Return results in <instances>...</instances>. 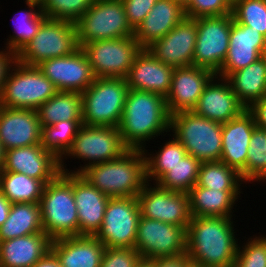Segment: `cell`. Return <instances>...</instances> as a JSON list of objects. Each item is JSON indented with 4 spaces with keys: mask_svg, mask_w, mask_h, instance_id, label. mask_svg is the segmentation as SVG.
I'll use <instances>...</instances> for the list:
<instances>
[{
    "mask_svg": "<svg viewBox=\"0 0 266 267\" xmlns=\"http://www.w3.org/2000/svg\"><path fill=\"white\" fill-rule=\"evenodd\" d=\"M232 217H192L186 229V254L204 267H231L238 252Z\"/></svg>",
    "mask_w": 266,
    "mask_h": 267,
    "instance_id": "6da1fadb",
    "label": "cell"
},
{
    "mask_svg": "<svg viewBox=\"0 0 266 267\" xmlns=\"http://www.w3.org/2000/svg\"><path fill=\"white\" fill-rule=\"evenodd\" d=\"M118 128L129 149H145L146 141L170 132V114L165 97L129 89Z\"/></svg>",
    "mask_w": 266,
    "mask_h": 267,
    "instance_id": "7a4b0ae2",
    "label": "cell"
},
{
    "mask_svg": "<svg viewBox=\"0 0 266 267\" xmlns=\"http://www.w3.org/2000/svg\"><path fill=\"white\" fill-rule=\"evenodd\" d=\"M110 198L135 197L147 183L142 149H129L121 157L87 166L81 173Z\"/></svg>",
    "mask_w": 266,
    "mask_h": 267,
    "instance_id": "3957f363",
    "label": "cell"
},
{
    "mask_svg": "<svg viewBox=\"0 0 266 267\" xmlns=\"http://www.w3.org/2000/svg\"><path fill=\"white\" fill-rule=\"evenodd\" d=\"M39 204L43 229L51 240L79 236L73 173H60L45 184Z\"/></svg>",
    "mask_w": 266,
    "mask_h": 267,
    "instance_id": "277c9868",
    "label": "cell"
},
{
    "mask_svg": "<svg viewBox=\"0 0 266 267\" xmlns=\"http://www.w3.org/2000/svg\"><path fill=\"white\" fill-rule=\"evenodd\" d=\"M170 131L200 163L220 161L222 153V124L193 111L170 115Z\"/></svg>",
    "mask_w": 266,
    "mask_h": 267,
    "instance_id": "5b68a950",
    "label": "cell"
},
{
    "mask_svg": "<svg viewBox=\"0 0 266 267\" xmlns=\"http://www.w3.org/2000/svg\"><path fill=\"white\" fill-rule=\"evenodd\" d=\"M56 93L53 83L37 66L15 60L0 93V106L36 110Z\"/></svg>",
    "mask_w": 266,
    "mask_h": 267,
    "instance_id": "8992f818",
    "label": "cell"
},
{
    "mask_svg": "<svg viewBox=\"0 0 266 267\" xmlns=\"http://www.w3.org/2000/svg\"><path fill=\"white\" fill-rule=\"evenodd\" d=\"M128 90L126 79L96 78L81 93L83 125L118 127Z\"/></svg>",
    "mask_w": 266,
    "mask_h": 267,
    "instance_id": "52a82bcc",
    "label": "cell"
},
{
    "mask_svg": "<svg viewBox=\"0 0 266 267\" xmlns=\"http://www.w3.org/2000/svg\"><path fill=\"white\" fill-rule=\"evenodd\" d=\"M75 25L78 45L134 36L121 0H94Z\"/></svg>",
    "mask_w": 266,
    "mask_h": 267,
    "instance_id": "ba28073f",
    "label": "cell"
},
{
    "mask_svg": "<svg viewBox=\"0 0 266 267\" xmlns=\"http://www.w3.org/2000/svg\"><path fill=\"white\" fill-rule=\"evenodd\" d=\"M78 48L75 23L47 18L15 57L24 65L37 66L47 59L68 56Z\"/></svg>",
    "mask_w": 266,
    "mask_h": 267,
    "instance_id": "9c48e42d",
    "label": "cell"
},
{
    "mask_svg": "<svg viewBox=\"0 0 266 267\" xmlns=\"http://www.w3.org/2000/svg\"><path fill=\"white\" fill-rule=\"evenodd\" d=\"M96 78L126 79L136 56L143 49L134 36L97 40L79 45Z\"/></svg>",
    "mask_w": 266,
    "mask_h": 267,
    "instance_id": "30bf717a",
    "label": "cell"
},
{
    "mask_svg": "<svg viewBox=\"0 0 266 267\" xmlns=\"http://www.w3.org/2000/svg\"><path fill=\"white\" fill-rule=\"evenodd\" d=\"M128 150L118 127L82 125L64 157L88 161V164L80 166L79 169L68 171L81 173L87 166L117 159Z\"/></svg>",
    "mask_w": 266,
    "mask_h": 267,
    "instance_id": "8fae6325",
    "label": "cell"
},
{
    "mask_svg": "<svg viewBox=\"0 0 266 267\" xmlns=\"http://www.w3.org/2000/svg\"><path fill=\"white\" fill-rule=\"evenodd\" d=\"M140 216L137 196L110 198L95 237L105 248H134Z\"/></svg>",
    "mask_w": 266,
    "mask_h": 267,
    "instance_id": "7c38bea8",
    "label": "cell"
},
{
    "mask_svg": "<svg viewBox=\"0 0 266 267\" xmlns=\"http://www.w3.org/2000/svg\"><path fill=\"white\" fill-rule=\"evenodd\" d=\"M197 38L194 50V66L220 71L227 57L232 14L195 18Z\"/></svg>",
    "mask_w": 266,
    "mask_h": 267,
    "instance_id": "4fadbf2b",
    "label": "cell"
},
{
    "mask_svg": "<svg viewBox=\"0 0 266 267\" xmlns=\"http://www.w3.org/2000/svg\"><path fill=\"white\" fill-rule=\"evenodd\" d=\"M134 248L141 258L177 256L186 253V230L182 226L140 216Z\"/></svg>",
    "mask_w": 266,
    "mask_h": 267,
    "instance_id": "5bb4252c",
    "label": "cell"
},
{
    "mask_svg": "<svg viewBox=\"0 0 266 267\" xmlns=\"http://www.w3.org/2000/svg\"><path fill=\"white\" fill-rule=\"evenodd\" d=\"M147 182L137 200L140 215L153 220L182 226L185 230L191 221L188 193L170 191L157 183Z\"/></svg>",
    "mask_w": 266,
    "mask_h": 267,
    "instance_id": "9a60e30c",
    "label": "cell"
},
{
    "mask_svg": "<svg viewBox=\"0 0 266 267\" xmlns=\"http://www.w3.org/2000/svg\"><path fill=\"white\" fill-rule=\"evenodd\" d=\"M37 67L53 83L57 91L82 93L96 79L80 47L68 56L44 60Z\"/></svg>",
    "mask_w": 266,
    "mask_h": 267,
    "instance_id": "2e32d148",
    "label": "cell"
},
{
    "mask_svg": "<svg viewBox=\"0 0 266 267\" xmlns=\"http://www.w3.org/2000/svg\"><path fill=\"white\" fill-rule=\"evenodd\" d=\"M196 38V20L185 17L167 35L146 49L162 63L174 68L194 66Z\"/></svg>",
    "mask_w": 266,
    "mask_h": 267,
    "instance_id": "e0dca14e",
    "label": "cell"
},
{
    "mask_svg": "<svg viewBox=\"0 0 266 267\" xmlns=\"http://www.w3.org/2000/svg\"><path fill=\"white\" fill-rule=\"evenodd\" d=\"M3 170L25 174L44 184L61 173L60 160L41 144L6 150Z\"/></svg>",
    "mask_w": 266,
    "mask_h": 267,
    "instance_id": "ac0fdd59",
    "label": "cell"
},
{
    "mask_svg": "<svg viewBox=\"0 0 266 267\" xmlns=\"http://www.w3.org/2000/svg\"><path fill=\"white\" fill-rule=\"evenodd\" d=\"M265 55L266 37L248 26L237 23L232 15L227 57L216 75L227 78L231 73L247 67Z\"/></svg>",
    "mask_w": 266,
    "mask_h": 267,
    "instance_id": "d6986e66",
    "label": "cell"
},
{
    "mask_svg": "<svg viewBox=\"0 0 266 267\" xmlns=\"http://www.w3.org/2000/svg\"><path fill=\"white\" fill-rule=\"evenodd\" d=\"M214 75L211 70L197 66L175 68L171 88L165 98L169 114L193 111Z\"/></svg>",
    "mask_w": 266,
    "mask_h": 267,
    "instance_id": "ffe728a7",
    "label": "cell"
},
{
    "mask_svg": "<svg viewBox=\"0 0 266 267\" xmlns=\"http://www.w3.org/2000/svg\"><path fill=\"white\" fill-rule=\"evenodd\" d=\"M36 110L0 106V143L4 151L41 144Z\"/></svg>",
    "mask_w": 266,
    "mask_h": 267,
    "instance_id": "44dd1931",
    "label": "cell"
},
{
    "mask_svg": "<svg viewBox=\"0 0 266 267\" xmlns=\"http://www.w3.org/2000/svg\"><path fill=\"white\" fill-rule=\"evenodd\" d=\"M246 109L233 92L228 80L214 75L205 86L193 112L224 124L238 117Z\"/></svg>",
    "mask_w": 266,
    "mask_h": 267,
    "instance_id": "7402d4cb",
    "label": "cell"
},
{
    "mask_svg": "<svg viewBox=\"0 0 266 267\" xmlns=\"http://www.w3.org/2000/svg\"><path fill=\"white\" fill-rule=\"evenodd\" d=\"M253 115L246 109L238 117L222 124V153L220 161L237 170L246 182V158L253 130Z\"/></svg>",
    "mask_w": 266,
    "mask_h": 267,
    "instance_id": "603a6c76",
    "label": "cell"
},
{
    "mask_svg": "<svg viewBox=\"0 0 266 267\" xmlns=\"http://www.w3.org/2000/svg\"><path fill=\"white\" fill-rule=\"evenodd\" d=\"M73 195L77 207L79 236H95L102 226L110 197L80 173H73Z\"/></svg>",
    "mask_w": 266,
    "mask_h": 267,
    "instance_id": "cb8c5ba5",
    "label": "cell"
},
{
    "mask_svg": "<svg viewBox=\"0 0 266 267\" xmlns=\"http://www.w3.org/2000/svg\"><path fill=\"white\" fill-rule=\"evenodd\" d=\"M174 69L155 58L147 49H142L126 77L128 88L157 93L166 98Z\"/></svg>",
    "mask_w": 266,
    "mask_h": 267,
    "instance_id": "d4e9b609",
    "label": "cell"
},
{
    "mask_svg": "<svg viewBox=\"0 0 266 267\" xmlns=\"http://www.w3.org/2000/svg\"><path fill=\"white\" fill-rule=\"evenodd\" d=\"M185 17L183 0H157L135 29L134 37L140 46L146 49L167 35Z\"/></svg>",
    "mask_w": 266,
    "mask_h": 267,
    "instance_id": "484cf974",
    "label": "cell"
},
{
    "mask_svg": "<svg viewBox=\"0 0 266 267\" xmlns=\"http://www.w3.org/2000/svg\"><path fill=\"white\" fill-rule=\"evenodd\" d=\"M50 250L61 267H100L105 246L95 236H72L52 240Z\"/></svg>",
    "mask_w": 266,
    "mask_h": 267,
    "instance_id": "4316f807",
    "label": "cell"
},
{
    "mask_svg": "<svg viewBox=\"0 0 266 267\" xmlns=\"http://www.w3.org/2000/svg\"><path fill=\"white\" fill-rule=\"evenodd\" d=\"M45 232L0 241V267H32L49 250Z\"/></svg>",
    "mask_w": 266,
    "mask_h": 267,
    "instance_id": "83f0119b",
    "label": "cell"
},
{
    "mask_svg": "<svg viewBox=\"0 0 266 267\" xmlns=\"http://www.w3.org/2000/svg\"><path fill=\"white\" fill-rule=\"evenodd\" d=\"M240 193L241 190H215L194 185L188 192L191 216L232 217Z\"/></svg>",
    "mask_w": 266,
    "mask_h": 267,
    "instance_id": "f1b7e54d",
    "label": "cell"
},
{
    "mask_svg": "<svg viewBox=\"0 0 266 267\" xmlns=\"http://www.w3.org/2000/svg\"><path fill=\"white\" fill-rule=\"evenodd\" d=\"M238 100L248 108L266 96V55L227 78Z\"/></svg>",
    "mask_w": 266,
    "mask_h": 267,
    "instance_id": "f546056e",
    "label": "cell"
},
{
    "mask_svg": "<svg viewBox=\"0 0 266 267\" xmlns=\"http://www.w3.org/2000/svg\"><path fill=\"white\" fill-rule=\"evenodd\" d=\"M44 232L39 203H14L0 226V241Z\"/></svg>",
    "mask_w": 266,
    "mask_h": 267,
    "instance_id": "4dcf8cb0",
    "label": "cell"
},
{
    "mask_svg": "<svg viewBox=\"0 0 266 267\" xmlns=\"http://www.w3.org/2000/svg\"><path fill=\"white\" fill-rule=\"evenodd\" d=\"M36 112L41 128L60 121L83 120L82 95L75 91H57Z\"/></svg>",
    "mask_w": 266,
    "mask_h": 267,
    "instance_id": "1f68e13d",
    "label": "cell"
},
{
    "mask_svg": "<svg viewBox=\"0 0 266 267\" xmlns=\"http://www.w3.org/2000/svg\"><path fill=\"white\" fill-rule=\"evenodd\" d=\"M25 2L28 6L27 9H29L21 10L20 13L16 14L18 19L15 16L13 35H10L6 41L5 49L15 56L32 40L38 33L41 24L47 19V16L42 12L40 0H25Z\"/></svg>",
    "mask_w": 266,
    "mask_h": 267,
    "instance_id": "d6a6232c",
    "label": "cell"
},
{
    "mask_svg": "<svg viewBox=\"0 0 266 267\" xmlns=\"http://www.w3.org/2000/svg\"><path fill=\"white\" fill-rule=\"evenodd\" d=\"M82 125L83 120H66L42 127L41 145L60 160L61 173L69 171L64 166V155L72 147L74 138Z\"/></svg>",
    "mask_w": 266,
    "mask_h": 267,
    "instance_id": "836d02e7",
    "label": "cell"
},
{
    "mask_svg": "<svg viewBox=\"0 0 266 267\" xmlns=\"http://www.w3.org/2000/svg\"><path fill=\"white\" fill-rule=\"evenodd\" d=\"M45 184L17 172L0 171V191L14 203H40Z\"/></svg>",
    "mask_w": 266,
    "mask_h": 267,
    "instance_id": "e575fe53",
    "label": "cell"
},
{
    "mask_svg": "<svg viewBox=\"0 0 266 267\" xmlns=\"http://www.w3.org/2000/svg\"><path fill=\"white\" fill-rule=\"evenodd\" d=\"M146 159L147 182L157 183L175 164L182 160L188 153L183 145L173 136L165 142L160 151L149 154L143 149ZM148 152V154H147Z\"/></svg>",
    "mask_w": 266,
    "mask_h": 267,
    "instance_id": "d590c367",
    "label": "cell"
},
{
    "mask_svg": "<svg viewBox=\"0 0 266 267\" xmlns=\"http://www.w3.org/2000/svg\"><path fill=\"white\" fill-rule=\"evenodd\" d=\"M240 173L221 161L200 164L196 185L215 190H240Z\"/></svg>",
    "mask_w": 266,
    "mask_h": 267,
    "instance_id": "8d00e7d4",
    "label": "cell"
},
{
    "mask_svg": "<svg viewBox=\"0 0 266 267\" xmlns=\"http://www.w3.org/2000/svg\"><path fill=\"white\" fill-rule=\"evenodd\" d=\"M200 162L187 154L157 182L170 191L188 193L196 185Z\"/></svg>",
    "mask_w": 266,
    "mask_h": 267,
    "instance_id": "74e56055",
    "label": "cell"
},
{
    "mask_svg": "<svg viewBox=\"0 0 266 267\" xmlns=\"http://www.w3.org/2000/svg\"><path fill=\"white\" fill-rule=\"evenodd\" d=\"M266 180V130L256 127L250 138L246 158V182Z\"/></svg>",
    "mask_w": 266,
    "mask_h": 267,
    "instance_id": "f35d334b",
    "label": "cell"
},
{
    "mask_svg": "<svg viewBox=\"0 0 266 267\" xmlns=\"http://www.w3.org/2000/svg\"><path fill=\"white\" fill-rule=\"evenodd\" d=\"M234 20L248 26L266 37V1L236 0L232 4Z\"/></svg>",
    "mask_w": 266,
    "mask_h": 267,
    "instance_id": "ab89813d",
    "label": "cell"
},
{
    "mask_svg": "<svg viewBox=\"0 0 266 267\" xmlns=\"http://www.w3.org/2000/svg\"><path fill=\"white\" fill-rule=\"evenodd\" d=\"M94 0H40L42 12L49 19L76 23Z\"/></svg>",
    "mask_w": 266,
    "mask_h": 267,
    "instance_id": "60d3db41",
    "label": "cell"
},
{
    "mask_svg": "<svg viewBox=\"0 0 266 267\" xmlns=\"http://www.w3.org/2000/svg\"><path fill=\"white\" fill-rule=\"evenodd\" d=\"M244 244L242 247L238 245L237 256L231 267H266V237H250Z\"/></svg>",
    "mask_w": 266,
    "mask_h": 267,
    "instance_id": "b9f144b4",
    "label": "cell"
},
{
    "mask_svg": "<svg viewBox=\"0 0 266 267\" xmlns=\"http://www.w3.org/2000/svg\"><path fill=\"white\" fill-rule=\"evenodd\" d=\"M183 4L185 16L191 19L232 14L229 0H183Z\"/></svg>",
    "mask_w": 266,
    "mask_h": 267,
    "instance_id": "7bdbcfd3",
    "label": "cell"
},
{
    "mask_svg": "<svg viewBox=\"0 0 266 267\" xmlns=\"http://www.w3.org/2000/svg\"><path fill=\"white\" fill-rule=\"evenodd\" d=\"M140 258L135 248H105L100 267H135Z\"/></svg>",
    "mask_w": 266,
    "mask_h": 267,
    "instance_id": "ee69618b",
    "label": "cell"
},
{
    "mask_svg": "<svg viewBox=\"0 0 266 267\" xmlns=\"http://www.w3.org/2000/svg\"><path fill=\"white\" fill-rule=\"evenodd\" d=\"M125 7L127 21L135 31L146 15L151 11L157 0H121Z\"/></svg>",
    "mask_w": 266,
    "mask_h": 267,
    "instance_id": "f6af8a7d",
    "label": "cell"
},
{
    "mask_svg": "<svg viewBox=\"0 0 266 267\" xmlns=\"http://www.w3.org/2000/svg\"><path fill=\"white\" fill-rule=\"evenodd\" d=\"M247 110L253 115L256 127L266 130V96L253 102Z\"/></svg>",
    "mask_w": 266,
    "mask_h": 267,
    "instance_id": "bcb514c9",
    "label": "cell"
},
{
    "mask_svg": "<svg viewBox=\"0 0 266 267\" xmlns=\"http://www.w3.org/2000/svg\"><path fill=\"white\" fill-rule=\"evenodd\" d=\"M153 260L155 261V267H184L189 261V257L185 253L177 256L158 257Z\"/></svg>",
    "mask_w": 266,
    "mask_h": 267,
    "instance_id": "7dc6e473",
    "label": "cell"
},
{
    "mask_svg": "<svg viewBox=\"0 0 266 267\" xmlns=\"http://www.w3.org/2000/svg\"><path fill=\"white\" fill-rule=\"evenodd\" d=\"M15 60V55L10 51H7L6 49L0 51V93L3 88L6 75Z\"/></svg>",
    "mask_w": 266,
    "mask_h": 267,
    "instance_id": "c3c4849f",
    "label": "cell"
},
{
    "mask_svg": "<svg viewBox=\"0 0 266 267\" xmlns=\"http://www.w3.org/2000/svg\"><path fill=\"white\" fill-rule=\"evenodd\" d=\"M32 267H61V265L55 254L51 250H49Z\"/></svg>",
    "mask_w": 266,
    "mask_h": 267,
    "instance_id": "681fc988",
    "label": "cell"
},
{
    "mask_svg": "<svg viewBox=\"0 0 266 267\" xmlns=\"http://www.w3.org/2000/svg\"><path fill=\"white\" fill-rule=\"evenodd\" d=\"M12 203L0 191V226L7 220Z\"/></svg>",
    "mask_w": 266,
    "mask_h": 267,
    "instance_id": "f907efd6",
    "label": "cell"
},
{
    "mask_svg": "<svg viewBox=\"0 0 266 267\" xmlns=\"http://www.w3.org/2000/svg\"><path fill=\"white\" fill-rule=\"evenodd\" d=\"M135 267H155L153 259L140 258Z\"/></svg>",
    "mask_w": 266,
    "mask_h": 267,
    "instance_id": "816d5d0a",
    "label": "cell"
},
{
    "mask_svg": "<svg viewBox=\"0 0 266 267\" xmlns=\"http://www.w3.org/2000/svg\"><path fill=\"white\" fill-rule=\"evenodd\" d=\"M4 155H5V151L2 148V145L0 143V171L3 169L4 166Z\"/></svg>",
    "mask_w": 266,
    "mask_h": 267,
    "instance_id": "f5cc1de1",
    "label": "cell"
},
{
    "mask_svg": "<svg viewBox=\"0 0 266 267\" xmlns=\"http://www.w3.org/2000/svg\"><path fill=\"white\" fill-rule=\"evenodd\" d=\"M184 267H204L202 265H200L199 263L193 262L191 260H189Z\"/></svg>",
    "mask_w": 266,
    "mask_h": 267,
    "instance_id": "db71d44e",
    "label": "cell"
},
{
    "mask_svg": "<svg viewBox=\"0 0 266 267\" xmlns=\"http://www.w3.org/2000/svg\"><path fill=\"white\" fill-rule=\"evenodd\" d=\"M235 1H236V0H229V2H230L231 4H233Z\"/></svg>",
    "mask_w": 266,
    "mask_h": 267,
    "instance_id": "11a10c76",
    "label": "cell"
}]
</instances>
